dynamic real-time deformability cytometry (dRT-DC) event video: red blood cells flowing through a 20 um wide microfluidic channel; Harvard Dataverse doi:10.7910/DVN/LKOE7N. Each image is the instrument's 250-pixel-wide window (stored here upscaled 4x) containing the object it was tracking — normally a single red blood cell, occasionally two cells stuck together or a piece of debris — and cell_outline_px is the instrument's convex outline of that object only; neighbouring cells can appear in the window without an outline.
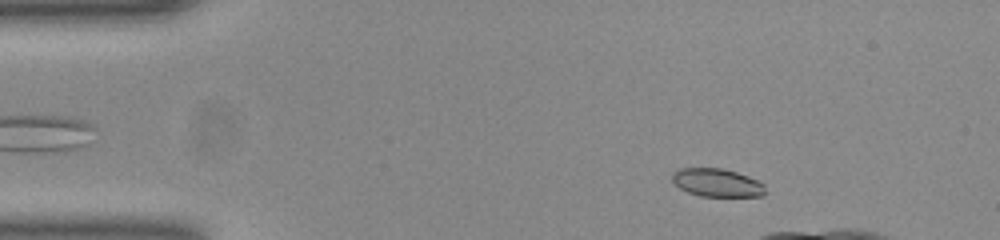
{"species": "common noctule bat (a hibernating species)", "species_latin": "Nyctalus noctula", "temperature_condition": "room temperature", "stored_images_in_passage": 19, "camera_frame_rate_fps": 3000, "um_per_image_px": 0.085, "animal": {"sex": "female", "body_mass_g": 23.0, "forearm_length_mm": 53.4}, "frame": {"image": 1, "passage_image": 7, "time_ms": 2.0, "image_size_px": [1000, 240], "cell_outline_px": [[764, 196], [700, 196], [688, 192], [680, 188], [672, 180], [672, 172], [680, 168], [720, 168], [736, 172], [748, 176], [764, 184]], "centroid_in_image_um": [60.92, 15.52], "position_along_channel_um": 24.1, "area_um2": 15.14}}
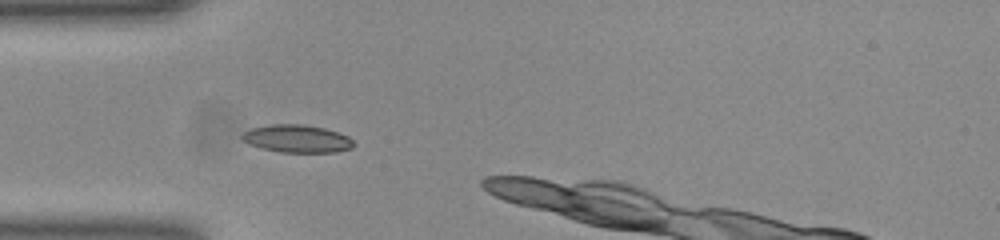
{"frame": {"image": 2, "passage_image": 15, "time_ms": 4.667, "image_size_px": [1000, 240], "cell_outline_px": [[356, 144], [352, 148], [336, 152], [280, 152], [264, 148], [252, 144], [244, 140], [240, 136], [244, 132], [252, 128], [272, 124], [304, 124], [324, 128], [348, 136]], "centroid_in_image_um": [25.29, 11.78], "position_along_channel_um": 59.7, "area_um2": 17.8}}
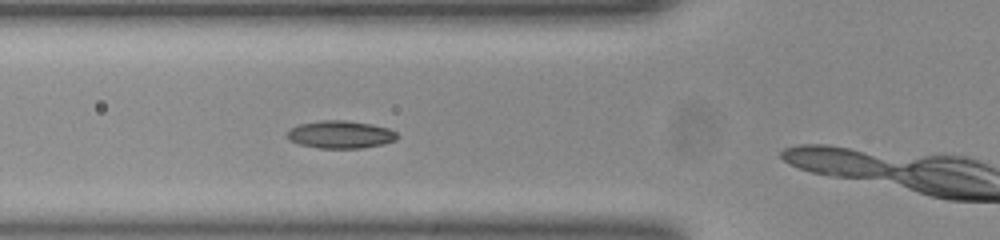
{"frame": {"image": 3, "passage_image": 18, "time_ms": 5.667, "image_size_px": [1000, 240], "cell_outline_px": [[396, 140], [384, 144], [360, 148], [320, 148], [300, 144], [292, 140], [288, 136], [288, 132], [292, 128], [300, 124], [324, 120], [344, 120], [372, 124], [388, 128], [396, 132]], "centroid_in_image_um": [28.99, 11.43], "position_along_channel_um": 96.8, "area_um2": 17.4}}